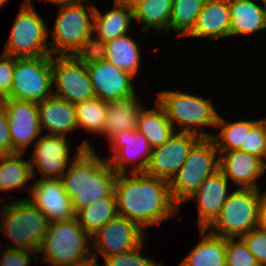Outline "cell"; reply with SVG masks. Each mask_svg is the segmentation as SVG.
Returning <instances> with one entry per match:
<instances>
[{
    "label": "cell",
    "instance_id": "d6a6232c",
    "mask_svg": "<svg viewBox=\"0 0 266 266\" xmlns=\"http://www.w3.org/2000/svg\"><path fill=\"white\" fill-rule=\"evenodd\" d=\"M78 129L103 135L106 123L107 102L94 96L93 98L74 104Z\"/></svg>",
    "mask_w": 266,
    "mask_h": 266
},
{
    "label": "cell",
    "instance_id": "e575fe53",
    "mask_svg": "<svg viewBox=\"0 0 266 266\" xmlns=\"http://www.w3.org/2000/svg\"><path fill=\"white\" fill-rule=\"evenodd\" d=\"M92 34L82 41L80 47L72 55L86 66L106 60L107 57V42L98 36L94 38Z\"/></svg>",
    "mask_w": 266,
    "mask_h": 266
},
{
    "label": "cell",
    "instance_id": "6da1fadb",
    "mask_svg": "<svg viewBox=\"0 0 266 266\" xmlns=\"http://www.w3.org/2000/svg\"><path fill=\"white\" fill-rule=\"evenodd\" d=\"M129 174H118L115 181L119 216L136 223L144 231L176 216L180 206L172 198L169 181L145 173Z\"/></svg>",
    "mask_w": 266,
    "mask_h": 266
},
{
    "label": "cell",
    "instance_id": "ee69618b",
    "mask_svg": "<svg viewBox=\"0 0 266 266\" xmlns=\"http://www.w3.org/2000/svg\"><path fill=\"white\" fill-rule=\"evenodd\" d=\"M258 227L266 231V192H263V199L260 205L259 225Z\"/></svg>",
    "mask_w": 266,
    "mask_h": 266
},
{
    "label": "cell",
    "instance_id": "f1b7e54d",
    "mask_svg": "<svg viewBox=\"0 0 266 266\" xmlns=\"http://www.w3.org/2000/svg\"><path fill=\"white\" fill-rule=\"evenodd\" d=\"M117 216V200L114 192L109 197L97 200L75 214L78 224L90 236Z\"/></svg>",
    "mask_w": 266,
    "mask_h": 266
},
{
    "label": "cell",
    "instance_id": "7c38bea8",
    "mask_svg": "<svg viewBox=\"0 0 266 266\" xmlns=\"http://www.w3.org/2000/svg\"><path fill=\"white\" fill-rule=\"evenodd\" d=\"M200 139L195 134L174 132L162 146L152 149L151 158L144 173L170 182L184 164L192 147Z\"/></svg>",
    "mask_w": 266,
    "mask_h": 266
},
{
    "label": "cell",
    "instance_id": "ac0fdd59",
    "mask_svg": "<svg viewBox=\"0 0 266 266\" xmlns=\"http://www.w3.org/2000/svg\"><path fill=\"white\" fill-rule=\"evenodd\" d=\"M30 189L31 197L27 199L46 215L50 223L69 221L75 217L71 198L60 179L38 178Z\"/></svg>",
    "mask_w": 266,
    "mask_h": 266
},
{
    "label": "cell",
    "instance_id": "f6af8a7d",
    "mask_svg": "<svg viewBox=\"0 0 266 266\" xmlns=\"http://www.w3.org/2000/svg\"><path fill=\"white\" fill-rule=\"evenodd\" d=\"M124 3H126L127 5H129L132 9H134L139 3H142L146 0H120Z\"/></svg>",
    "mask_w": 266,
    "mask_h": 266
},
{
    "label": "cell",
    "instance_id": "ba28073f",
    "mask_svg": "<svg viewBox=\"0 0 266 266\" xmlns=\"http://www.w3.org/2000/svg\"><path fill=\"white\" fill-rule=\"evenodd\" d=\"M218 170L219 152L214 141L211 138H201L169 182L173 200L180 206L199 189L207 177Z\"/></svg>",
    "mask_w": 266,
    "mask_h": 266
},
{
    "label": "cell",
    "instance_id": "484cf974",
    "mask_svg": "<svg viewBox=\"0 0 266 266\" xmlns=\"http://www.w3.org/2000/svg\"><path fill=\"white\" fill-rule=\"evenodd\" d=\"M199 231L200 241L178 266H226V238Z\"/></svg>",
    "mask_w": 266,
    "mask_h": 266
},
{
    "label": "cell",
    "instance_id": "9a60e30c",
    "mask_svg": "<svg viewBox=\"0 0 266 266\" xmlns=\"http://www.w3.org/2000/svg\"><path fill=\"white\" fill-rule=\"evenodd\" d=\"M8 116L12 154L23 153L31 142L41 137L37 103L4 98L0 100Z\"/></svg>",
    "mask_w": 266,
    "mask_h": 266
},
{
    "label": "cell",
    "instance_id": "44dd1931",
    "mask_svg": "<svg viewBox=\"0 0 266 266\" xmlns=\"http://www.w3.org/2000/svg\"><path fill=\"white\" fill-rule=\"evenodd\" d=\"M229 0H205L197 23L188 37H204L210 40L230 36Z\"/></svg>",
    "mask_w": 266,
    "mask_h": 266
},
{
    "label": "cell",
    "instance_id": "8992f818",
    "mask_svg": "<svg viewBox=\"0 0 266 266\" xmlns=\"http://www.w3.org/2000/svg\"><path fill=\"white\" fill-rule=\"evenodd\" d=\"M88 0L59 1V12L53 29L54 42H49L51 56L73 55L82 41L93 33L95 6L85 9L83 2ZM56 54V55H54Z\"/></svg>",
    "mask_w": 266,
    "mask_h": 266
},
{
    "label": "cell",
    "instance_id": "60d3db41",
    "mask_svg": "<svg viewBox=\"0 0 266 266\" xmlns=\"http://www.w3.org/2000/svg\"><path fill=\"white\" fill-rule=\"evenodd\" d=\"M2 252L0 266H29L33 254L39 257V254L33 250L6 247Z\"/></svg>",
    "mask_w": 266,
    "mask_h": 266
},
{
    "label": "cell",
    "instance_id": "277c9868",
    "mask_svg": "<svg viewBox=\"0 0 266 266\" xmlns=\"http://www.w3.org/2000/svg\"><path fill=\"white\" fill-rule=\"evenodd\" d=\"M210 100L189 93L166 90L159 92L157 102L164 108L174 130L176 122L175 125L183 128L180 132L211 138L212 134L202 129L204 125L216 127L217 124L219 113Z\"/></svg>",
    "mask_w": 266,
    "mask_h": 266
},
{
    "label": "cell",
    "instance_id": "3957f363",
    "mask_svg": "<svg viewBox=\"0 0 266 266\" xmlns=\"http://www.w3.org/2000/svg\"><path fill=\"white\" fill-rule=\"evenodd\" d=\"M1 212L0 232L13 243L8 247L38 253L50 224L46 215L27 198L7 203Z\"/></svg>",
    "mask_w": 266,
    "mask_h": 266
},
{
    "label": "cell",
    "instance_id": "7bdbcfd3",
    "mask_svg": "<svg viewBox=\"0 0 266 266\" xmlns=\"http://www.w3.org/2000/svg\"><path fill=\"white\" fill-rule=\"evenodd\" d=\"M97 261H98L97 256L92 253L89 256H87L81 260H78V261H75L73 263L63 265V266H99L97 264L98 263Z\"/></svg>",
    "mask_w": 266,
    "mask_h": 266
},
{
    "label": "cell",
    "instance_id": "9c48e42d",
    "mask_svg": "<svg viewBox=\"0 0 266 266\" xmlns=\"http://www.w3.org/2000/svg\"><path fill=\"white\" fill-rule=\"evenodd\" d=\"M48 34L44 19L31 2L24 0L3 53L16 58L49 56L51 53L47 42Z\"/></svg>",
    "mask_w": 266,
    "mask_h": 266
},
{
    "label": "cell",
    "instance_id": "2e32d148",
    "mask_svg": "<svg viewBox=\"0 0 266 266\" xmlns=\"http://www.w3.org/2000/svg\"><path fill=\"white\" fill-rule=\"evenodd\" d=\"M32 157H30L32 175L34 168L42 174L41 179H60L68 170L70 146L65 136L46 135L34 142Z\"/></svg>",
    "mask_w": 266,
    "mask_h": 266
},
{
    "label": "cell",
    "instance_id": "cb8c5ba5",
    "mask_svg": "<svg viewBox=\"0 0 266 266\" xmlns=\"http://www.w3.org/2000/svg\"><path fill=\"white\" fill-rule=\"evenodd\" d=\"M262 8L252 0H229L230 36L256 33L266 29V0Z\"/></svg>",
    "mask_w": 266,
    "mask_h": 266
},
{
    "label": "cell",
    "instance_id": "52a82bcc",
    "mask_svg": "<svg viewBox=\"0 0 266 266\" xmlns=\"http://www.w3.org/2000/svg\"><path fill=\"white\" fill-rule=\"evenodd\" d=\"M89 239L92 237L75 217L69 221L51 222L38 254L44 253L43 261L51 266L70 264L92 254Z\"/></svg>",
    "mask_w": 266,
    "mask_h": 266
},
{
    "label": "cell",
    "instance_id": "4316f807",
    "mask_svg": "<svg viewBox=\"0 0 266 266\" xmlns=\"http://www.w3.org/2000/svg\"><path fill=\"white\" fill-rule=\"evenodd\" d=\"M137 128L152 148L162 146L177 131V129L174 130L164 108L158 102H156V109L141 110Z\"/></svg>",
    "mask_w": 266,
    "mask_h": 266
},
{
    "label": "cell",
    "instance_id": "30bf717a",
    "mask_svg": "<svg viewBox=\"0 0 266 266\" xmlns=\"http://www.w3.org/2000/svg\"><path fill=\"white\" fill-rule=\"evenodd\" d=\"M51 55L16 58L13 82L7 98L40 103L53 95Z\"/></svg>",
    "mask_w": 266,
    "mask_h": 266
},
{
    "label": "cell",
    "instance_id": "e0dca14e",
    "mask_svg": "<svg viewBox=\"0 0 266 266\" xmlns=\"http://www.w3.org/2000/svg\"><path fill=\"white\" fill-rule=\"evenodd\" d=\"M87 70L95 96L104 102L136 95L132 86L134 77L108 60L88 65Z\"/></svg>",
    "mask_w": 266,
    "mask_h": 266
},
{
    "label": "cell",
    "instance_id": "74e56055",
    "mask_svg": "<svg viewBox=\"0 0 266 266\" xmlns=\"http://www.w3.org/2000/svg\"><path fill=\"white\" fill-rule=\"evenodd\" d=\"M240 150L253 154L266 163V119L260 120L247 133L246 148Z\"/></svg>",
    "mask_w": 266,
    "mask_h": 266
},
{
    "label": "cell",
    "instance_id": "5b68a950",
    "mask_svg": "<svg viewBox=\"0 0 266 266\" xmlns=\"http://www.w3.org/2000/svg\"><path fill=\"white\" fill-rule=\"evenodd\" d=\"M262 199L263 193L259 190L237 187L230 192L219 216L207 230L223 238H240L258 227Z\"/></svg>",
    "mask_w": 266,
    "mask_h": 266
},
{
    "label": "cell",
    "instance_id": "8fae6325",
    "mask_svg": "<svg viewBox=\"0 0 266 266\" xmlns=\"http://www.w3.org/2000/svg\"><path fill=\"white\" fill-rule=\"evenodd\" d=\"M53 95L72 104L95 96L87 66L72 55L51 56Z\"/></svg>",
    "mask_w": 266,
    "mask_h": 266
},
{
    "label": "cell",
    "instance_id": "7402d4cb",
    "mask_svg": "<svg viewBox=\"0 0 266 266\" xmlns=\"http://www.w3.org/2000/svg\"><path fill=\"white\" fill-rule=\"evenodd\" d=\"M37 106L41 130L47 129L48 135L66 137L67 133L78 129L74 104L52 95Z\"/></svg>",
    "mask_w": 266,
    "mask_h": 266
},
{
    "label": "cell",
    "instance_id": "4dcf8cb0",
    "mask_svg": "<svg viewBox=\"0 0 266 266\" xmlns=\"http://www.w3.org/2000/svg\"><path fill=\"white\" fill-rule=\"evenodd\" d=\"M173 9V0H146L134 9L135 21L143 22V32H149L154 27L158 33L168 32V24Z\"/></svg>",
    "mask_w": 266,
    "mask_h": 266
},
{
    "label": "cell",
    "instance_id": "f35d334b",
    "mask_svg": "<svg viewBox=\"0 0 266 266\" xmlns=\"http://www.w3.org/2000/svg\"><path fill=\"white\" fill-rule=\"evenodd\" d=\"M240 239L255 256L260 266H266V231L260 227L250 230Z\"/></svg>",
    "mask_w": 266,
    "mask_h": 266
},
{
    "label": "cell",
    "instance_id": "b9f144b4",
    "mask_svg": "<svg viewBox=\"0 0 266 266\" xmlns=\"http://www.w3.org/2000/svg\"><path fill=\"white\" fill-rule=\"evenodd\" d=\"M12 154V141L10 138L8 116L0 101V155Z\"/></svg>",
    "mask_w": 266,
    "mask_h": 266
},
{
    "label": "cell",
    "instance_id": "1f68e13d",
    "mask_svg": "<svg viewBox=\"0 0 266 266\" xmlns=\"http://www.w3.org/2000/svg\"><path fill=\"white\" fill-rule=\"evenodd\" d=\"M106 60L134 77L140 67L138 44L127 34L119 36L107 43Z\"/></svg>",
    "mask_w": 266,
    "mask_h": 266
},
{
    "label": "cell",
    "instance_id": "83f0119b",
    "mask_svg": "<svg viewBox=\"0 0 266 266\" xmlns=\"http://www.w3.org/2000/svg\"><path fill=\"white\" fill-rule=\"evenodd\" d=\"M23 153L0 155V191L26 188L33 178L30 160H22Z\"/></svg>",
    "mask_w": 266,
    "mask_h": 266
},
{
    "label": "cell",
    "instance_id": "ab89813d",
    "mask_svg": "<svg viewBox=\"0 0 266 266\" xmlns=\"http://www.w3.org/2000/svg\"><path fill=\"white\" fill-rule=\"evenodd\" d=\"M15 68V57L2 53L0 57V100L10 95Z\"/></svg>",
    "mask_w": 266,
    "mask_h": 266
},
{
    "label": "cell",
    "instance_id": "bcb514c9",
    "mask_svg": "<svg viewBox=\"0 0 266 266\" xmlns=\"http://www.w3.org/2000/svg\"><path fill=\"white\" fill-rule=\"evenodd\" d=\"M27 1L31 2V0H27ZM45 1H49L51 3H55V2H59V1H71V0H45Z\"/></svg>",
    "mask_w": 266,
    "mask_h": 266
},
{
    "label": "cell",
    "instance_id": "836d02e7",
    "mask_svg": "<svg viewBox=\"0 0 266 266\" xmlns=\"http://www.w3.org/2000/svg\"><path fill=\"white\" fill-rule=\"evenodd\" d=\"M205 0H173V9L168 24L169 30L178 36H188L194 29Z\"/></svg>",
    "mask_w": 266,
    "mask_h": 266
},
{
    "label": "cell",
    "instance_id": "d4e9b609",
    "mask_svg": "<svg viewBox=\"0 0 266 266\" xmlns=\"http://www.w3.org/2000/svg\"><path fill=\"white\" fill-rule=\"evenodd\" d=\"M114 3V9L105 14L95 8L93 16V33L107 43L127 34L134 19L133 9L129 5L120 0H115Z\"/></svg>",
    "mask_w": 266,
    "mask_h": 266
},
{
    "label": "cell",
    "instance_id": "f546056e",
    "mask_svg": "<svg viewBox=\"0 0 266 266\" xmlns=\"http://www.w3.org/2000/svg\"><path fill=\"white\" fill-rule=\"evenodd\" d=\"M260 121L258 120H239L236 122H227L219 114L216 127H221L220 133L212 135L218 152L239 150L246 148L247 133Z\"/></svg>",
    "mask_w": 266,
    "mask_h": 266
},
{
    "label": "cell",
    "instance_id": "7dc6e473",
    "mask_svg": "<svg viewBox=\"0 0 266 266\" xmlns=\"http://www.w3.org/2000/svg\"><path fill=\"white\" fill-rule=\"evenodd\" d=\"M8 0H0V9L4 6V4L7 2Z\"/></svg>",
    "mask_w": 266,
    "mask_h": 266
},
{
    "label": "cell",
    "instance_id": "8d00e7d4",
    "mask_svg": "<svg viewBox=\"0 0 266 266\" xmlns=\"http://www.w3.org/2000/svg\"><path fill=\"white\" fill-rule=\"evenodd\" d=\"M142 244L127 252L105 257L103 259L105 266H160L154 262V258L141 255Z\"/></svg>",
    "mask_w": 266,
    "mask_h": 266
},
{
    "label": "cell",
    "instance_id": "7a4b0ae2",
    "mask_svg": "<svg viewBox=\"0 0 266 266\" xmlns=\"http://www.w3.org/2000/svg\"><path fill=\"white\" fill-rule=\"evenodd\" d=\"M73 157L72 164L60 180L76 214L93 202L109 197L114 192L118 174L106 158L98 157L86 139Z\"/></svg>",
    "mask_w": 266,
    "mask_h": 266
},
{
    "label": "cell",
    "instance_id": "d6986e66",
    "mask_svg": "<svg viewBox=\"0 0 266 266\" xmlns=\"http://www.w3.org/2000/svg\"><path fill=\"white\" fill-rule=\"evenodd\" d=\"M219 170L240 189L259 190L257 179L266 172V163L240 149L225 151L219 152Z\"/></svg>",
    "mask_w": 266,
    "mask_h": 266
},
{
    "label": "cell",
    "instance_id": "ffe728a7",
    "mask_svg": "<svg viewBox=\"0 0 266 266\" xmlns=\"http://www.w3.org/2000/svg\"><path fill=\"white\" fill-rule=\"evenodd\" d=\"M229 181L220 170L207 177L197 191L186 201L196 199L198 201L199 229H207L219 216L224 203L230 195L228 191Z\"/></svg>",
    "mask_w": 266,
    "mask_h": 266
},
{
    "label": "cell",
    "instance_id": "5bb4252c",
    "mask_svg": "<svg viewBox=\"0 0 266 266\" xmlns=\"http://www.w3.org/2000/svg\"><path fill=\"white\" fill-rule=\"evenodd\" d=\"M109 142L112 153L110 156L112 157L107 158V162L117 174L145 172L153 148L138 128L129 131L123 130ZM139 160L140 162L136 164ZM133 162L136 165L128 172L126 163L129 165Z\"/></svg>",
    "mask_w": 266,
    "mask_h": 266
},
{
    "label": "cell",
    "instance_id": "603a6c76",
    "mask_svg": "<svg viewBox=\"0 0 266 266\" xmlns=\"http://www.w3.org/2000/svg\"><path fill=\"white\" fill-rule=\"evenodd\" d=\"M136 95L130 98L112 100L107 103L104 136L110 141L121 131L134 130L138 127V119L143 109Z\"/></svg>",
    "mask_w": 266,
    "mask_h": 266
},
{
    "label": "cell",
    "instance_id": "d590c367",
    "mask_svg": "<svg viewBox=\"0 0 266 266\" xmlns=\"http://www.w3.org/2000/svg\"><path fill=\"white\" fill-rule=\"evenodd\" d=\"M226 266H260L255 256L239 238H226Z\"/></svg>",
    "mask_w": 266,
    "mask_h": 266
},
{
    "label": "cell",
    "instance_id": "4fadbf2b",
    "mask_svg": "<svg viewBox=\"0 0 266 266\" xmlns=\"http://www.w3.org/2000/svg\"><path fill=\"white\" fill-rule=\"evenodd\" d=\"M92 253L99 251L103 258L135 249L144 243V230L127 218L117 216L92 236Z\"/></svg>",
    "mask_w": 266,
    "mask_h": 266
}]
</instances>
